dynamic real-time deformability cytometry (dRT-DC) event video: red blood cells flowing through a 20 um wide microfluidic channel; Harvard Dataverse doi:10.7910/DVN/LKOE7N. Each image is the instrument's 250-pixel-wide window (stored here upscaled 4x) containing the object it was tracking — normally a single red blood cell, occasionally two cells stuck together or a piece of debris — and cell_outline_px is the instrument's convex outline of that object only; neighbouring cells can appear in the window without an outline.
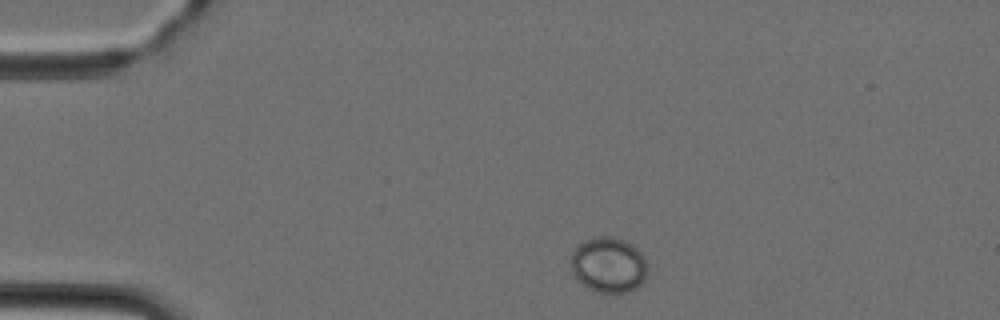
{"species": "Egyptian fruit bat (a non-hibernating species)", "species_latin": "Rousettus aegyptiacus", "temperature_condition": "cold", "stored_images_in_passage": 41, "camera_frame_rate_fps": 3000, "um_per_image_px": 0.085, "animal": {"sex": "female"}, "frame": {"image": 1, "passage_image": 2, "time_ms": 0.333, "image_size_px": [1000, 320], "cell_outline_px": [[648, 272], [644, 280], [636, 288], [624, 292], [600, 292], [588, 288], [572, 272], [572, 252], [584, 240], [596, 236], [612, 236], [624, 240], [632, 244], [644, 256], [648, 264]], "centroid_in_image_um": [51.77, 22.49], "position_along_channel_um": 33.2, "area_um2": 24.62}}
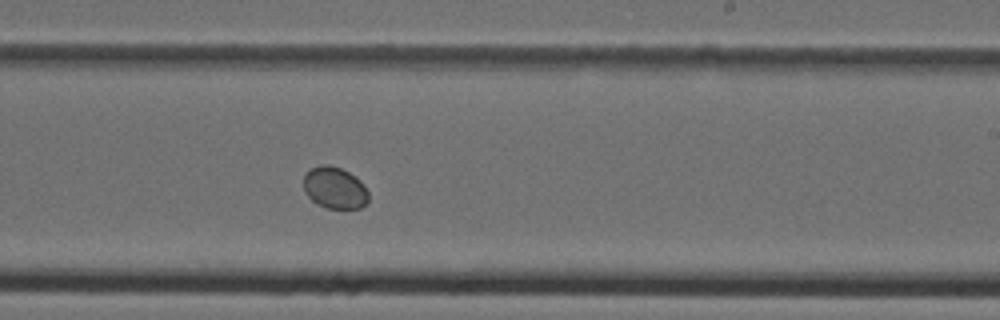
{"frame": {"image": 2, "passage_image": 22, "time_ms": 7.0, "image_size_px": [1000, 320], "cell_outline_px": [[368, 200], [360, 208], [328, 208], [316, 204], [304, 192], [304, 172], [320, 164], [328, 164], [340, 168], [348, 172], [360, 180], [368, 192]], "centroid_in_image_um": [28.42, 15.95], "position_along_channel_um": 260.6, "area_um2": 15.78}}
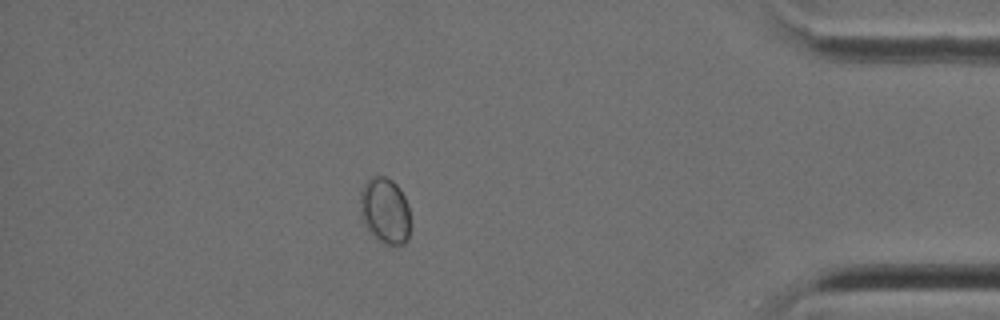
{"frame": {"image": 3, "passage_image": 35, "time_ms": 11.333, "image_size_px": [1000, 320], "cell_outline_px": [[408, 240], [404, 244], [384, 244], [368, 232], [364, 224], [360, 212], [360, 192], [364, 184], [368, 180], [376, 176], [384, 176], [392, 180], [400, 188], [408, 204]], "centroid_in_image_um": [32.7, 17.91], "position_along_channel_um": 402.5, "area_um2": 19.25}}